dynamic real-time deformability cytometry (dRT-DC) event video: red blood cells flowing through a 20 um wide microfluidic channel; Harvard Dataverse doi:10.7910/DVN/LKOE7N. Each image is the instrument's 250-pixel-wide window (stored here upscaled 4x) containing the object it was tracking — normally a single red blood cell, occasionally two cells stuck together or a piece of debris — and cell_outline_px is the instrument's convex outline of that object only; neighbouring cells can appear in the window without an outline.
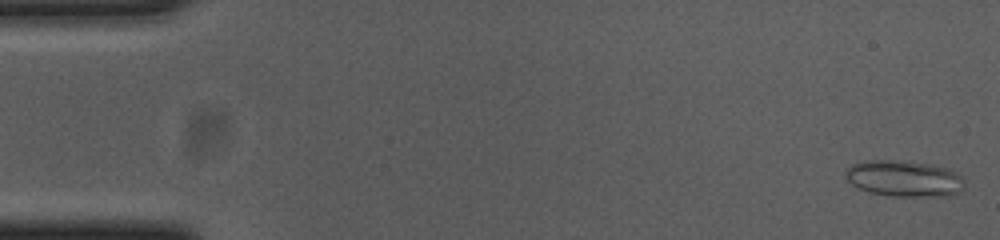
{"species": "common noctule bat (a hibernating species)", "species_latin": "Nyctalus noctula", "temperature_condition": "cold", "stored_images_in_passage": 55, "camera_frame_rate_fps": 3000, "um_per_image_px": 0.085, "animal": {"sex": "female", "body_mass_g": 23.0, "forearm_length_mm": 53.4}, "frame": {"image": 1, "passage_image": 1, "time_ms": 0.0, "image_size_px": [1000, 240], "cell_outline_px": [[964, 188], [960, 192], [952, 196], [892, 196], [868, 192], [852, 184], [844, 176], [848, 168], [852, 164], [864, 160], [892, 160], [932, 164], [944, 168], [960, 176], [964, 180]], "centroid_in_image_um": [76.84, 15.18], "position_along_channel_um": 8.2, "area_um2": 25.03}}
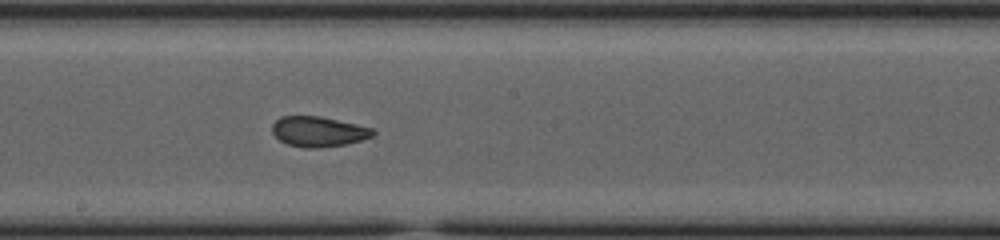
{"frame": {"image": 2, "passage_image": 29, "time_ms": 9.333, "image_size_px": [1000, 240], "cell_outline_px": [[376, 132], [372, 136], [360, 140], [344, 144], [316, 148], [304, 148], [288, 144], [280, 140], [272, 132], [272, 124], [280, 116], [320, 116], [356, 124], [372, 128]], "centroid_in_image_um": [27.04, 11.17], "position_along_channel_um": 221.2, "area_um2": 17.57}}
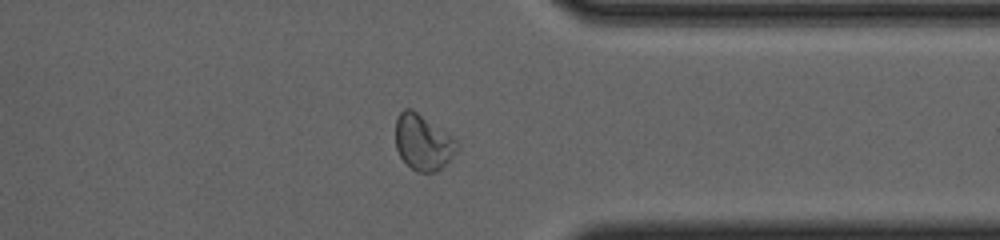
{"frame": {"image": 3, "passage_image": 42, "time_ms": 13.667, "image_size_px": [1000, 240], "cell_outline_px": [[460, 148], [436, 172], [416, 172], [400, 156], [396, 148], [396, 116], [404, 108], [412, 108], [452, 136], [460, 144]], "centroid_in_image_um": [35.95, 12.07], "position_along_channel_um": 375.4, "area_um2": 19.88}, "authors_computed_cell_mechanics": {"area_um2": 19.8832, "velocity_mm_per_s": 3.7009, "shape_relaxation_time_tau1_ms": null, "shape_relaxation_time_tau2_ms": 1.2035, "deformation_change_tau1": null, "deformation_change_tau2": 0.0655}}